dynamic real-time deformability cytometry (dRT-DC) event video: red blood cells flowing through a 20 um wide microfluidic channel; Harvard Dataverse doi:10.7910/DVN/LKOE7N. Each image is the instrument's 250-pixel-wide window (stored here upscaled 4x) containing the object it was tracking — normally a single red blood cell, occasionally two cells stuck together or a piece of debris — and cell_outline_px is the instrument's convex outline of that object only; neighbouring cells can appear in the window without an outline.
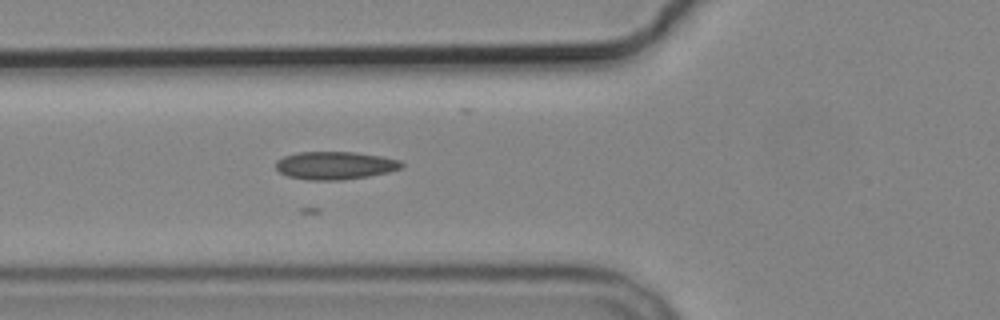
{"species": "common noctule bat (a hibernating species)", "species_latin": "Nyctalus noctula", "temperature_condition": "cold", "stored_images_in_passage": 3, "camera_frame_rate_fps": 3000, "um_per_image_px": 0.085, "animal": {"sex": "male", "body_mass_g": 19.2, "forearm_length_mm": 51.8}, "frame": {"image": 1, "passage_image": 3, "time_ms": 2.333, "image_size_px": [1000, 320], "cell_outline_px": [[404, 164], [400, 168], [388, 172], [368, 176], [344, 180], [308, 180], [288, 176], [280, 172], [276, 168], [276, 160], [284, 156], [300, 152], [356, 152], [380, 156], [400, 160]], "centroid_in_image_um": [28.47, 14.06], "position_along_channel_um": 97.3, "area_um2": 20.4}}